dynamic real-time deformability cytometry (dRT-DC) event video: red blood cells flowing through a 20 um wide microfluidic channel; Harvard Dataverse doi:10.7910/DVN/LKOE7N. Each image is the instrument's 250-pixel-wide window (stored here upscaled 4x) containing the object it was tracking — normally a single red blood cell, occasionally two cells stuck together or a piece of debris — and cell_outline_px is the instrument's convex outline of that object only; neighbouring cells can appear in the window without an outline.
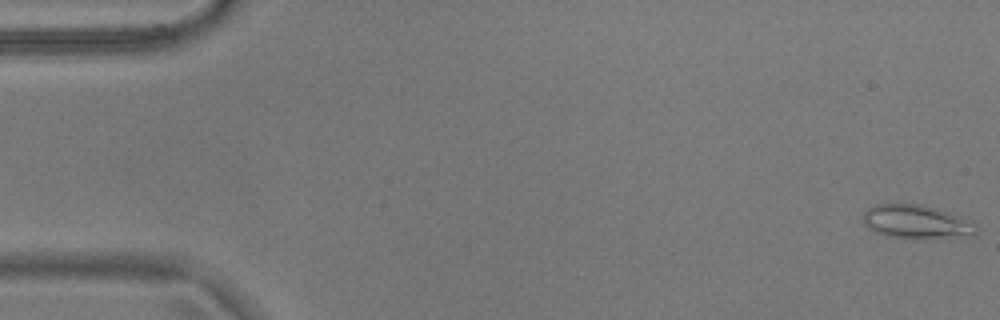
{"species": "common noctule bat (a hibernating species)", "species_latin": "Nyctalus noctula", "temperature_condition": "warm", "stored_images_in_passage": 16, "camera_frame_rate_fps": 3000, "um_per_image_px": 0.085, "animal": {"sex": "male", "body_mass_g": 17.9}, "frame": {"image": 1, "passage_image": 1, "time_ms": 0.0, "image_size_px": [1000, 320], "cell_outline_px": [[980, 228], [972, 232], [924, 240], [916, 240], [888, 236], [876, 232], [868, 228], [864, 224], [864, 212], [868, 208], [876, 204], [920, 204], [936, 208], [972, 220]], "centroid_in_image_um": [77.84, 18.85], "position_along_channel_um": 7.2, "area_um2": 22.02}}